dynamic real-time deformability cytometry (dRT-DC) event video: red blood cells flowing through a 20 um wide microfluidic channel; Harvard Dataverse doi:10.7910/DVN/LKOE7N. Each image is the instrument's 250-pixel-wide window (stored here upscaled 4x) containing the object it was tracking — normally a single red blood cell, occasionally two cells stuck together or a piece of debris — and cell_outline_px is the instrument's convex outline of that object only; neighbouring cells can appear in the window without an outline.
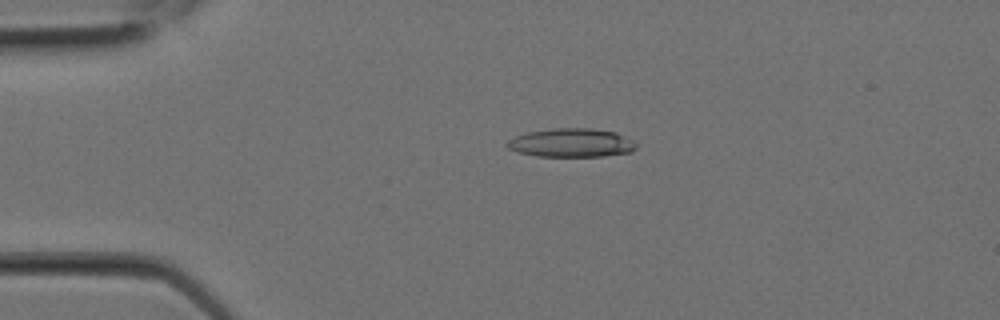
{"species": "Egyptian fruit bat (a non-hibernating species)", "species_latin": "Rousettus aegyptiacus", "temperature_condition": "room temperature", "stored_images_in_passage": 7, "camera_frame_rate_fps": 3000, "um_per_image_px": 0.085, "animal": {"sex": "female"}, "frame": {"image": 1, "passage_image": 4, "time_ms": 1.0, "image_size_px": [1000, 320], "cell_outline_px": [[636, 148], [632, 152], [604, 156], [536, 156], [516, 152], [508, 148], [504, 144], [508, 140], [516, 136], [528, 132], [552, 128], [592, 128], [616, 132], [632, 140], [636, 144]], "centroid_in_image_um": [48.55, 12.14], "position_along_channel_um": 36.4, "area_um2": 21.68}}
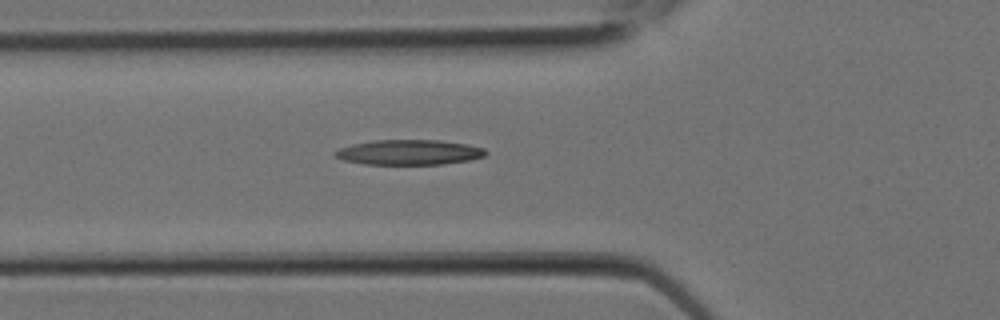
{"frame": {"image": 2, "passage_image": 7, "time_ms": 2.0, "image_size_px": [1000, 320], "cell_outline_px": [[488, 152], [484, 156], [468, 160], [444, 164], [364, 164], [344, 160], [336, 156], [332, 152], [340, 148], [352, 144], [376, 140], [440, 140], [468, 144], [484, 148]], "centroid_in_image_um": [34.79, 12.94], "position_along_channel_um": 91.0, "area_um2": 21.96}}